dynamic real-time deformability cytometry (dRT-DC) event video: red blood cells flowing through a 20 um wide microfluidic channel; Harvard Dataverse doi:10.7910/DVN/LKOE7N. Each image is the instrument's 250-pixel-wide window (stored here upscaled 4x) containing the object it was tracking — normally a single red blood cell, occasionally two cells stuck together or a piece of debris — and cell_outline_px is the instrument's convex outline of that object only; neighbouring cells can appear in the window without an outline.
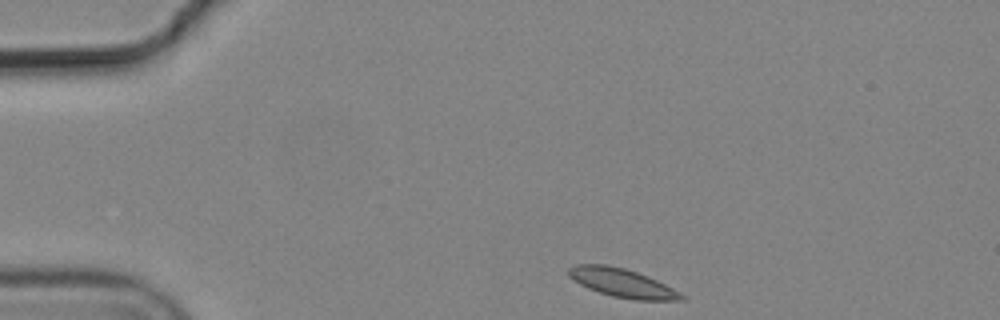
{"species": "common noctule bat (a hibernating species)", "species_latin": "Nyctalus noctula", "temperature_condition": "cold", "stored_images_in_passage": 4, "camera_frame_rate_fps": 3000, "um_per_image_px": 0.085, "animal": {"sex": "male", "body_mass_g": 19.2, "forearm_length_mm": 51.8}, "frame": {"image": 1, "passage_image": 1, "time_ms": 0.0, "image_size_px": [1000, 320], "cell_outline_px": [[688, 300], [632, 300], [612, 296], [588, 288], [572, 280], [568, 276], [568, 268], [576, 264], [604, 264], [624, 268], [636, 272], [656, 280], [688, 296]], "centroid_in_image_um": [52.89, 24.06], "position_along_channel_um": 32.1, "area_um2": 18.84}}
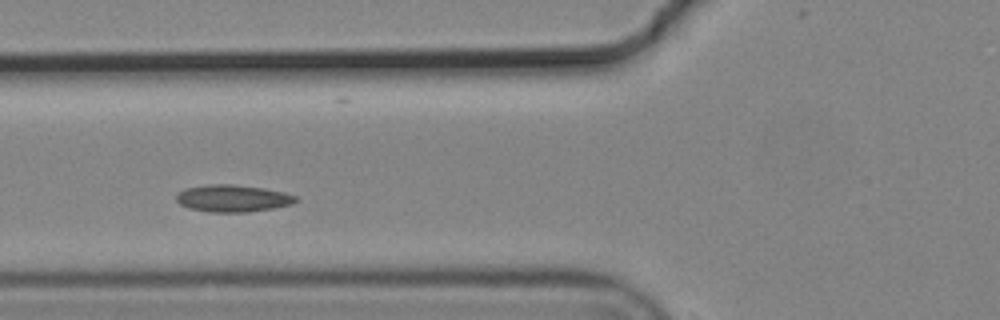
{"frame": {"image": 2, "passage_image": 4, "time_ms": 1.0, "image_size_px": [1000, 320], "cell_outline_px": [[300, 200], [292, 204], [272, 208], [248, 212], [208, 212], [188, 208], [180, 204], [176, 200], [176, 196], [184, 188], [212, 184], [232, 184], [264, 188], [284, 192], [296, 196]], "centroid_in_image_um": [19.79, 16.86], "position_along_channel_um": 106.0, "area_um2": 18.9}}